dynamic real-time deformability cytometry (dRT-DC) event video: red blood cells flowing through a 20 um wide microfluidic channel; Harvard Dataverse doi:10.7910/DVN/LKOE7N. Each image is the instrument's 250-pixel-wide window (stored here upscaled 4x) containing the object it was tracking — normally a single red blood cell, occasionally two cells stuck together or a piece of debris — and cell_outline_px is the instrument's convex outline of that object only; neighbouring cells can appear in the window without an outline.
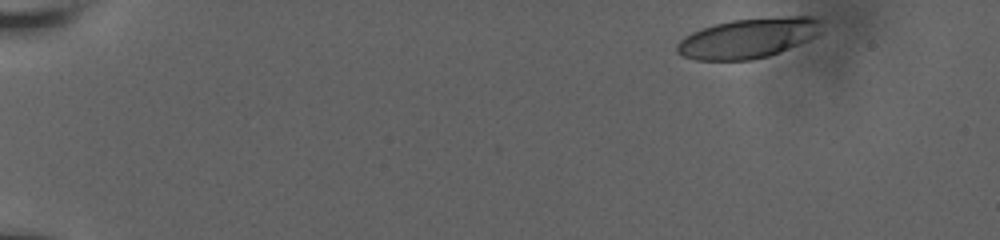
{"species": "human", "species_latin": "Homo sapiens", "temperature_condition": "room temperature", "stored_images_in_passage": 8, "camera_frame_rate_fps": 3000, "um_per_image_px": 0.085, "donor": {"sex": "male"}, "frame": {"image": 1, "passage_image": 1, "time_ms": 0.0, "image_size_px": [1000, 240], "cell_outline_px": [[820, 32], [816, 36], [808, 40], [780, 52], [768, 56], [752, 60], [696, 60], [684, 56], [676, 52], [676, 44], [684, 36], [692, 32], [716, 24], [732, 20], [788, 16], [812, 16], [820, 20]], "centroid_in_image_um": [63.59, 3.24], "position_along_channel_um": 21.4, "area_um2": 33.52}}
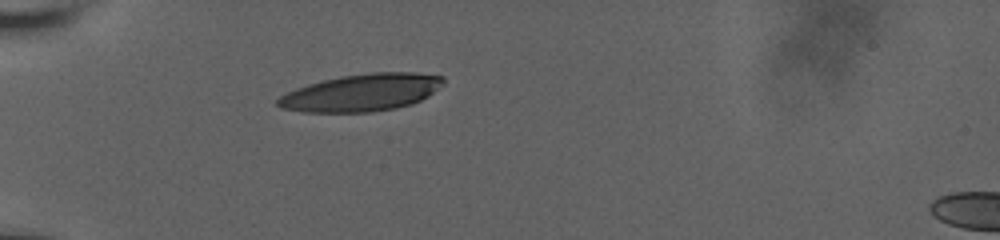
{"frame": {"image": 2, "passage_image": 6, "time_ms": 4.0, "image_size_px": [1000, 240], "cell_outline_px": [[444, 80], [428, 96], [412, 104], [396, 108], [372, 112], [300, 112], [280, 108], [276, 104], [276, 100], [280, 96], [296, 88], [308, 84], [340, 76], [372, 72], [416, 72], [444, 76]], "centroid_in_image_um": [30.7, 7.87], "position_along_channel_um": 54.3, "area_um2": 35.89}}
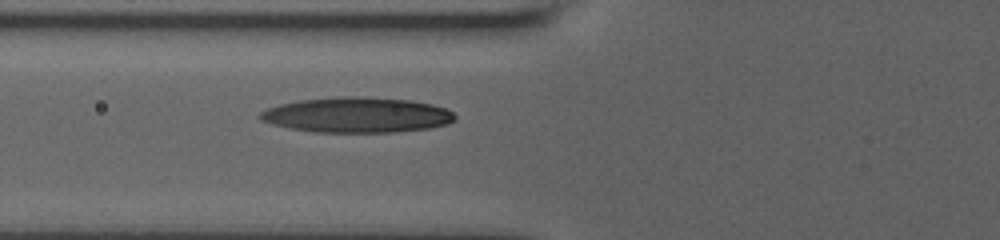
{"frame": {"image": 3, "passage_image": 8, "time_ms": 5.667, "image_size_px": [1000, 240], "cell_outline_px": [[456, 120], [448, 124], [428, 128], [392, 132], [316, 132], [292, 128], [272, 124], [260, 120], [260, 112], [268, 108], [280, 104], [300, 100], [336, 96], [360, 96], [408, 100], [432, 104], [448, 108], [456, 116]], "centroid_in_image_um": [30.37, 9.76], "position_along_channel_um": 95.4, "area_um2": 40.06}}